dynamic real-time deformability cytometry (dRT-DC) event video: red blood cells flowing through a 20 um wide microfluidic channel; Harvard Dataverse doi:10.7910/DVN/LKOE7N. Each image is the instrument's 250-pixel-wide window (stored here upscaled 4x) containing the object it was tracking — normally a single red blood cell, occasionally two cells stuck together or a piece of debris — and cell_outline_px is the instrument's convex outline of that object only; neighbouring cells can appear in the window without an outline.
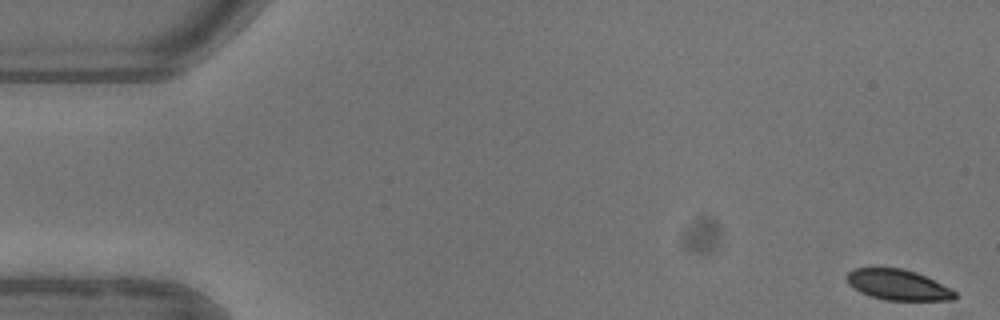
{"species": "common noctule bat (a hibernating species)", "species_latin": "Nyctalus noctula", "temperature_condition": "warm", "stored_images_in_passage": 4, "camera_frame_rate_fps": 3000, "um_per_image_px": 0.085, "animal": {"sex": "female"}, "frame": {"image": 1, "passage_image": 1, "time_ms": 0.0, "image_size_px": [1000, 320], "cell_outline_px": [[956, 296], [952, 300], [884, 300], [860, 292], [852, 288], [848, 284], [844, 276], [852, 268], [904, 268], [916, 272], [952, 288], [956, 292]], "centroid_in_image_um": [76.3, 24.2], "position_along_channel_um": 8.7, "area_um2": 19.42}}
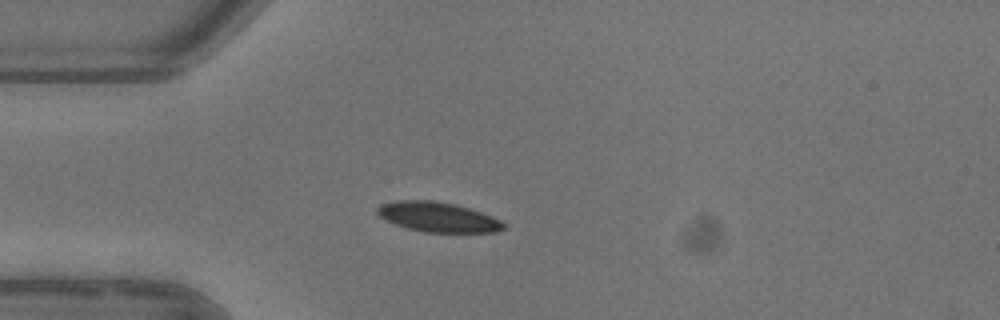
{"frame": {"image": 2, "passage_image": 4, "time_ms": 4.333, "image_size_px": [1000, 320], "cell_outline_px": [[504, 228], [496, 232], [424, 232], [408, 228], [384, 220], [376, 212], [376, 208], [380, 204], [396, 200], [436, 200], [456, 204], [492, 216], [500, 220], [504, 224]], "centroid_in_image_um": [37.18, 18.43], "position_along_channel_um": 47.8, "area_um2": 21.96}}